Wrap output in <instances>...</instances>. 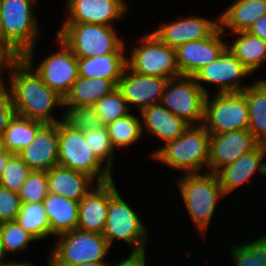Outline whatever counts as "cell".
Instances as JSON below:
<instances>
[{
    "instance_id": "7",
    "label": "cell",
    "mask_w": 266,
    "mask_h": 266,
    "mask_svg": "<svg viewBox=\"0 0 266 266\" xmlns=\"http://www.w3.org/2000/svg\"><path fill=\"white\" fill-rule=\"evenodd\" d=\"M50 252L48 266H76L87 262H107L109 245L102 234L79 229L61 234Z\"/></svg>"
},
{
    "instance_id": "28",
    "label": "cell",
    "mask_w": 266,
    "mask_h": 266,
    "mask_svg": "<svg viewBox=\"0 0 266 266\" xmlns=\"http://www.w3.org/2000/svg\"><path fill=\"white\" fill-rule=\"evenodd\" d=\"M249 108L248 130L266 144V80H258L243 91Z\"/></svg>"
},
{
    "instance_id": "38",
    "label": "cell",
    "mask_w": 266,
    "mask_h": 266,
    "mask_svg": "<svg viewBox=\"0 0 266 266\" xmlns=\"http://www.w3.org/2000/svg\"><path fill=\"white\" fill-rule=\"evenodd\" d=\"M47 171H31L22 185L18 195L21 203L43 202L48 195Z\"/></svg>"
},
{
    "instance_id": "24",
    "label": "cell",
    "mask_w": 266,
    "mask_h": 266,
    "mask_svg": "<svg viewBox=\"0 0 266 266\" xmlns=\"http://www.w3.org/2000/svg\"><path fill=\"white\" fill-rule=\"evenodd\" d=\"M43 204L52 236L77 229L79 202L48 192Z\"/></svg>"
},
{
    "instance_id": "6",
    "label": "cell",
    "mask_w": 266,
    "mask_h": 266,
    "mask_svg": "<svg viewBox=\"0 0 266 266\" xmlns=\"http://www.w3.org/2000/svg\"><path fill=\"white\" fill-rule=\"evenodd\" d=\"M58 165L85 173L96 183L113 179V172L90 149L84 132L72 129L63 120L58 122Z\"/></svg>"
},
{
    "instance_id": "18",
    "label": "cell",
    "mask_w": 266,
    "mask_h": 266,
    "mask_svg": "<svg viewBox=\"0 0 266 266\" xmlns=\"http://www.w3.org/2000/svg\"><path fill=\"white\" fill-rule=\"evenodd\" d=\"M112 179L95 187L79 201L77 229L102 234L106 225L109 198L117 191Z\"/></svg>"
},
{
    "instance_id": "31",
    "label": "cell",
    "mask_w": 266,
    "mask_h": 266,
    "mask_svg": "<svg viewBox=\"0 0 266 266\" xmlns=\"http://www.w3.org/2000/svg\"><path fill=\"white\" fill-rule=\"evenodd\" d=\"M15 221L37 241L51 236L43 202L21 203L19 214Z\"/></svg>"
},
{
    "instance_id": "2",
    "label": "cell",
    "mask_w": 266,
    "mask_h": 266,
    "mask_svg": "<svg viewBox=\"0 0 266 266\" xmlns=\"http://www.w3.org/2000/svg\"><path fill=\"white\" fill-rule=\"evenodd\" d=\"M209 149L210 133L203 125H190L177 139L151 152L150 157L184 174L202 173L204 166L208 169Z\"/></svg>"
},
{
    "instance_id": "1",
    "label": "cell",
    "mask_w": 266,
    "mask_h": 266,
    "mask_svg": "<svg viewBox=\"0 0 266 266\" xmlns=\"http://www.w3.org/2000/svg\"><path fill=\"white\" fill-rule=\"evenodd\" d=\"M8 71L11 72L8 88L15 114L44 124L61 121L51 112L54 107H64L63 98L50 89L22 58H16Z\"/></svg>"
},
{
    "instance_id": "12",
    "label": "cell",
    "mask_w": 266,
    "mask_h": 266,
    "mask_svg": "<svg viewBox=\"0 0 266 266\" xmlns=\"http://www.w3.org/2000/svg\"><path fill=\"white\" fill-rule=\"evenodd\" d=\"M205 98L206 94L192 76H180L168 80L161 104L188 124L202 125Z\"/></svg>"
},
{
    "instance_id": "41",
    "label": "cell",
    "mask_w": 266,
    "mask_h": 266,
    "mask_svg": "<svg viewBox=\"0 0 266 266\" xmlns=\"http://www.w3.org/2000/svg\"><path fill=\"white\" fill-rule=\"evenodd\" d=\"M8 85L0 86V135L8 127L9 121L15 115V109Z\"/></svg>"
},
{
    "instance_id": "50",
    "label": "cell",
    "mask_w": 266,
    "mask_h": 266,
    "mask_svg": "<svg viewBox=\"0 0 266 266\" xmlns=\"http://www.w3.org/2000/svg\"><path fill=\"white\" fill-rule=\"evenodd\" d=\"M2 146V135H0V147Z\"/></svg>"
},
{
    "instance_id": "43",
    "label": "cell",
    "mask_w": 266,
    "mask_h": 266,
    "mask_svg": "<svg viewBox=\"0 0 266 266\" xmlns=\"http://www.w3.org/2000/svg\"><path fill=\"white\" fill-rule=\"evenodd\" d=\"M17 57L13 55L1 42H0V86L6 85L3 81L2 74L3 71L8 70L10 64L16 59ZM3 70V71H2Z\"/></svg>"
},
{
    "instance_id": "40",
    "label": "cell",
    "mask_w": 266,
    "mask_h": 266,
    "mask_svg": "<svg viewBox=\"0 0 266 266\" xmlns=\"http://www.w3.org/2000/svg\"><path fill=\"white\" fill-rule=\"evenodd\" d=\"M20 206L21 201L18 193L0 185V223L15 221Z\"/></svg>"
},
{
    "instance_id": "32",
    "label": "cell",
    "mask_w": 266,
    "mask_h": 266,
    "mask_svg": "<svg viewBox=\"0 0 266 266\" xmlns=\"http://www.w3.org/2000/svg\"><path fill=\"white\" fill-rule=\"evenodd\" d=\"M140 120L137 115L129 113L105 126L114 148H125L137 140L139 142L144 131Z\"/></svg>"
},
{
    "instance_id": "29",
    "label": "cell",
    "mask_w": 266,
    "mask_h": 266,
    "mask_svg": "<svg viewBox=\"0 0 266 266\" xmlns=\"http://www.w3.org/2000/svg\"><path fill=\"white\" fill-rule=\"evenodd\" d=\"M233 42L227 44L228 49L251 72H255L266 61V42L247 31L232 33L236 36Z\"/></svg>"
},
{
    "instance_id": "30",
    "label": "cell",
    "mask_w": 266,
    "mask_h": 266,
    "mask_svg": "<svg viewBox=\"0 0 266 266\" xmlns=\"http://www.w3.org/2000/svg\"><path fill=\"white\" fill-rule=\"evenodd\" d=\"M44 125L43 122L15 114L2 134V146L12 154H18L35 139Z\"/></svg>"
},
{
    "instance_id": "45",
    "label": "cell",
    "mask_w": 266,
    "mask_h": 266,
    "mask_svg": "<svg viewBox=\"0 0 266 266\" xmlns=\"http://www.w3.org/2000/svg\"><path fill=\"white\" fill-rule=\"evenodd\" d=\"M12 155L13 154L10 151H8L6 148H4L3 146L0 147V177L5 169V166L8 163L9 158Z\"/></svg>"
},
{
    "instance_id": "23",
    "label": "cell",
    "mask_w": 266,
    "mask_h": 266,
    "mask_svg": "<svg viewBox=\"0 0 266 266\" xmlns=\"http://www.w3.org/2000/svg\"><path fill=\"white\" fill-rule=\"evenodd\" d=\"M47 176L49 192L77 202L93 189L92 184L95 182L93 178L85 173L60 165L53 166L48 170Z\"/></svg>"
},
{
    "instance_id": "16",
    "label": "cell",
    "mask_w": 266,
    "mask_h": 266,
    "mask_svg": "<svg viewBox=\"0 0 266 266\" xmlns=\"http://www.w3.org/2000/svg\"><path fill=\"white\" fill-rule=\"evenodd\" d=\"M63 23H95L112 26L128 10L124 0H67ZM113 22V23H112Z\"/></svg>"
},
{
    "instance_id": "36",
    "label": "cell",
    "mask_w": 266,
    "mask_h": 266,
    "mask_svg": "<svg viewBox=\"0 0 266 266\" xmlns=\"http://www.w3.org/2000/svg\"><path fill=\"white\" fill-rule=\"evenodd\" d=\"M62 120L72 129H78L83 132L104 127L102 119L94 106L89 105L67 107L63 113Z\"/></svg>"
},
{
    "instance_id": "33",
    "label": "cell",
    "mask_w": 266,
    "mask_h": 266,
    "mask_svg": "<svg viewBox=\"0 0 266 266\" xmlns=\"http://www.w3.org/2000/svg\"><path fill=\"white\" fill-rule=\"evenodd\" d=\"M232 260L236 266H266V236L261 235L253 241L232 246Z\"/></svg>"
},
{
    "instance_id": "21",
    "label": "cell",
    "mask_w": 266,
    "mask_h": 266,
    "mask_svg": "<svg viewBox=\"0 0 266 266\" xmlns=\"http://www.w3.org/2000/svg\"><path fill=\"white\" fill-rule=\"evenodd\" d=\"M18 155L32 171H48L58 165V123L45 124Z\"/></svg>"
},
{
    "instance_id": "9",
    "label": "cell",
    "mask_w": 266,
    "mask_h": 266,
    "mask_svg": "<svg viewBox=\"0 0 266 266\" xmlns=\"http://www.w3.org/2000/svg\"><path fill=\"white\" fill-rule=\"evenodd\" d=\"M215 95V96H214ZM206 95L203 126L210 134L248 129L249 108L243 92ZM211 99V100H210Z\"/></svg>"
},
{
    "instance_id": "5",
    "label": "cell",
    "mask_w": 266,
    "mask_h": 266,
    "mask_svg": "<svg viewBox=\"0 0 266 266\" xmlns=\"http://www.w3.org/2000/svg\"><path fill=\"white\" fill-rule=\"evenodd\" d=\"M35 0H0L3 45L17 58L35 50L40 36L34 11Z\"/></svg>"
},
{
    "instance_id": "13",
    "label": "cell",
    "mask_w": 266,
    "mask_h": 266,
    "mask_svg": "<svg viewBox=\"0 0 266 266\" xmlns=\"http://www.w3.org/2000/svg\"><path fill=\"white\" fill-rule=\"evenodd\" d=\"M250 73L252 72L227 47L217 59L198 70L192 77L204 93L209 95L202 85L203 82L217 85V92L214 93L243 92L248 86H243L241 79Z\"/></svg>"
},
{
    "instance_id": "19",
    "label": "cell",
    "mask_w": 266,
    "mask_h": 266,
    "mask_svg": "<svg viewBox=\"0 0 266 266\" xmlns=\"http://www.w3.org/2000/svg\"><path fill=\"white\" fill-rule=\"evenodd\" d=\"M219 27V16L214 21L202 16H192L183 19L179 18L176 22L159 24L158 29L152 32L165 45L176 49L187 42L210 37Z\"/></svg>"
},
{
    "instance_id": "34",
    "label": "cell",
    "mask_w": 266,
    "mask_h": 266,
    "mask_svg": "<svg viewBox=\"0 0 266 266\" xmlns=\"http://www.w3.org/2000/svg\"><path fill=\"white\" fill-rule=\"evenodd\" d=\"M0 241L4 255L19 251L25 252L30 242L37 240L16 221L0 223Z\"/></svg>"
},
{
    "instance_id": "8",
    "label": "cell",
    "mask_w": 266,
    "mask_h": 266,
    "mask_svg": "<svg viewBox=\"0 0 266 266\" xmlns=\"http://www.w3.org/2000/svg\"><path fill=\"white\" fill-rule=\"evenodd\" d=\"M139 42L140 47L134 48L126 58L131 71L167 80L181 76L174 48L165 45L153 32L141 37Z\"/></svg>"
},
{
    "instance_id": "46",
    "label": "cell",
    "mask_w": 266,
    "mask_h": 266,
    "mask_svg": "<svg viewBox=\"0 0 266 266\" xmlns=\"http://www.w3.org/2000/svg\"><path fill=\"white\" fill-rule=\"evenodd\" d=\"M7 257L4 255V252H3V249H2V244H1V241H0V266H12L13 264H32V262H25V261H7V263H5L6 261L5 260H8L6 259ZM4 260V261H3Z\"/></svg>"
},
{
    "instance_id": "20",
    "label": "cell",
    "mask_w": 266,
    "mask_h": 266,
    "mask_svg": "<svg viewBox=\"0 0 266 266\" xmlns=\"http://www.w3.org/2000/svg\"><path fill=\"white\" fill-rule=\"evenodd\" d=\"M265 155L266 144L259 143L253 150L244 153L234 162L219 169L216 175L224 194H231L237 187L248 182L249 178L257 171L261 175H266V163L262 160Z\"/></svg>"
},
{
    "instance_id": "39",
    "label": "cell",
    "mask_w": 266,
    "mask_h": 266,
    "mask_svg": "<svg viewBox=\"0 0 266 266\" xmlns=\"http://www.w3.org/2000/svg\"><path fill=\"white\" fill-rule=\"evenodd\" d=\"M31 171L18 154H13L2 172L0 185L18 193Z\"/></svg>"
},
{
    "instance_id": "10",
    "label": "cell",
    "mask_w": 266,
    "mask_h": 266,
    "mask_svg": "<svg viewBox=\"0 0 266 266\" xmlns=\"http://www.w3.org/2000/svg\"><path fill=\"white\" fill-rule=\"evenodd\" d=\"M123 199L118 190L109 198L107 220L102 235L109 247L115 239H120L132 247L131 251H144L149 238L147 229L136 211Z\"/></svg>"
},
{
    "instance_id": "49",
    "label": "cell",
    "mask_w": 266,
    "mask_h": 266,
    "mask_svg": "<svg viewBox=\"0 0 266 266\" xmlns=\"http://www.w3.org/2000/svg\"><path fill=\"white\" fill-rule=\"evenodd\" d=\"M12 266H34L33 264H13Z\"/></svg>"
},
{
    "instance_id": "14",
    "label": "cell",
    "mask_w": 266,
    "mask_h": 266,
    "mask_svg": "<svg viewBox=\"0 0 266 266\" xmlns=\"http://www.w3.org/2000/svg\"><path fill=\"white\" fill-rule=\"evenodd\" d=\"M223 33L219 27L210 37L187 42L175 49L176 63L181 76H193L221 55L228 44L221 38Z\"/></svg>"
},
{
    "instance_id": "48",
    "label": "cell",
    "mask_w": 266,
    "mask_h": 266,
    "mask_svg": "<svg viewBox=\"0 0 266 266\" xmlns=\"http://www.w3.org/2000/svg\"><path fill=\"white\" fill-rule=\"evenodd\" d=\"M0 42L3 44V23L0 10Z\"/></svg>"
},
{
    "instance_id": "27",
    "label": "cell",
    "mask_w": 266,
    "mask_h": 266,
    "mask_svg": "<svg viewBox=\"0 0 266 266\" xmlns=\"http://www.w3.org/2000/svg\"><path fill=\"white\" fill-rule=\"evenodd\" d=\"M125 54H103L90 58H77L79 76L84 78H105L116 85L127 66Z\"/></svg>"
},
{
    "instance_id": "4",
    "label": "cell",
    "mask_w": 266,
    "mask_h": 266,
    "mask_svg": "<svg viewBox=\"0 0 266 266\" xmlns=\"http://www.w3.org/2000/svg\"><path fill=\"white\" fill-rule=\"evenodd\" d=\"M113 26L95 23H63L56 31L77 58L125 54L126 45Z\"/></svg>"
},
{
    "instance_id": "22",
    "label": "cell",
    "mask_w": 266,
    "mask_h": 266,
    "mask_svg": "<svg viewBox=\"0 0 266 266\" xmlns=\"http://www.w3.org/2000/svg\"><path fill=\"white\" fill-rule=\"evenodd\" d=\"M142 130L154 135L165 143L174 141L190 126L185 120L175 116L161 103L142 109ZM145 127V128H144Z\"/></svg>"
},
{
    "instance_id": "15",
    "label": "cell",
    "mask_w": 266,
    "mask_h": 266,
    "mask_svg": "<svg viewBox=\"0 0 266 266\" xmlns=\"http://www.w3.org/2000/svg\"><path fill=\"white\" fill-rule=\"evenodd\" d=\"M259 143L248 129L210 134L207 172L216 173L244 153L253 150Z\"/></svg>"
},
{
    "instance_id": "3",
    "label": "cell",
    "mask_w": 266,
    "mask_h": 266,
    "mask_svg": "<svg viewBox=\"0 0 266 266\" xmlns=\"http://www.w3.org/2000/svg\"><path fill=\"white\" fill-rule=\"evenodd\" d=\"M204 173V174H203ZM178 189L195 228L205 237L218 201L225 196L216 173L183 174Z\"/></svg>"
},
{
    "instance_id": "25",
    "label": "cell",
    "mask_w": 266,
    "mask_h": 266,
    "mask_svg": "<svg viewBox=\"0 0 266 266\" xmlns=\"http://www.w3.org/2000/svg\"><path fill=\"white\" fill-rule=\"evenodd\" d=\"M266 15V0H237L219 16L220 28L232 33L247 31L253 23Z\"/></svg>"
},
{
    "instance_id": "37",
    "label": "cell",
    "mask_w": 266,
    "mask_h": 266,
    "mask_svg": "<svg viewBox=\"0 0 266 266\" xmlns=\"http://www.w3.org/2000/svg\"><path fill=\"white\" fill-rule=\"evenodd\" d=\"M84 137L92 152L112 172L115 148L106 127L85 131Z\"/></svg>"
},
{
    "instance_id": "35",
    "label": "cell",
    "mask_w": 266,
    "mask_h": 266,
    "mask_svg": "<svg viewBox=\"0 0 266 266\" xmlns=\"http://www.w3.org/2000/svg\"><path fill=\"white\" fill-rule=\"evenodd\" d=\"M93 106L100 115L104 126L130 113V107L118 88L102 97Z\"/></svg>"
},
{
    "instance_id": "42",
    "label": "cell",
    "mask_w": 266,
    "mask_h": 266,
    "mask_svg": "<svg viewBox=\"0 0 266 266\" xmlns=\"http://www.w3.org/2000/svg\"><path fill=\"white\" fill-rule=\"evenodd\" d=\"M145 251H131L127 258L121 260V262L119 261L116 265L109 264V266H146Z\"/></svg>"
},
{
    "instance_id": "11",
    "label": "cell",
    "mask_w": 266,
    "mask_h": 266,
    "mask_svg": "<svg viewBox=\"0 0 266 266\" xmlns=\"http://www.w3.org/2000/svg\"><path fill=\"white\" fill-rule=\"evenodd\" d=\"M57 39L59 42L58 50L46 56L36 68L33 62V48L27 51L21 58L50 89L64 98L79 77L78 61L77 57L65 43L60 38L57 37Z\"/></svg>"
},
{
    "instance_id": "17",
    "label": "cell",
    "mask_w": 266,
    "mask_h": 266,
    "mask_svg": "<svg viewBox=\"0 0 266 266\" xmlns=\"http://www.w3.org/2000/svg\"><path fill=\"white\" fill-rule=\"evenodd\" d=\"M167 79L144 75L131 71L127 66L117 84L126 103L135 105L138 110L161 103Z\"/></svg>"
},
{
    "instance_id": "26",
    "label": "cell",
    "mask_w": 266,
    "mask_h": 266,
    "mask_svg": "<svg viewBox=\"0 0 266 266\" xmlns=\"http://www.w3.org/2000/svg\"><path fill=\"white\" fill-rule=\"evenodd\" d=\"M117 85L105 78L78 77L63 98V106H93L98 100L111 93Z\"/></svg>"
},
{
    "instance_id": "44",
    "label": "cell",
    "mask_w": 266,
    "mask_h": 266,
    "mask_svg": "<svg viewBox=\"0 0 266 266\" xmlns=\"http://www.w3.org/2000/svg\"><path fill=\"white\" fill-rule=\"evenodd\" d=\"M247 32L266 42V15L256 20Z\"/></svg>"
},
{
    "instance_id": "47",
    "label": "cell",
    "mask_w": 266,
    "mask_h": 266,
    "mask_svg": "<svg viewBox=\"0 0 266 266\" xmlns=\"http://www.w3.org/2000/svg\"><path fill=\"white\" fill-rule=\"evenodd\" d=\"M76 266H109L108 262H87Z\"/></svg>"
}]
</instances>
